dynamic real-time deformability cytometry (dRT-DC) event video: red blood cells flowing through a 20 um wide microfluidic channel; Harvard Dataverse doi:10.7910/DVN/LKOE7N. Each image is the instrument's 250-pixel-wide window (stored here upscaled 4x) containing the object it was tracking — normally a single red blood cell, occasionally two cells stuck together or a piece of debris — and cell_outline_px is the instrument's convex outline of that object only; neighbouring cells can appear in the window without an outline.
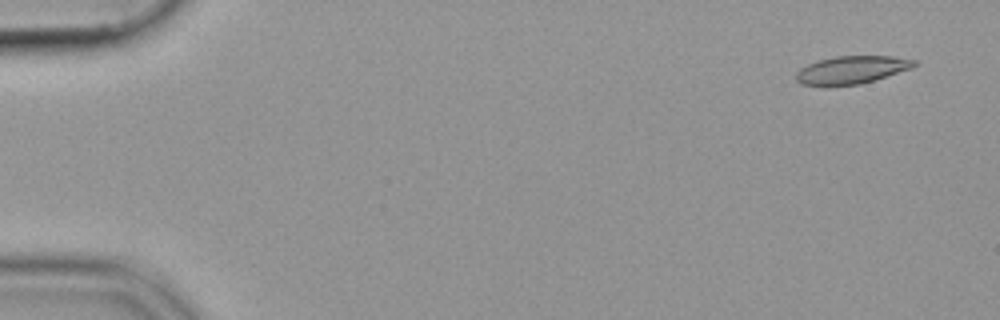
{"species": "common noctule bat (a hibernating species)", "species_latin": "Nyctalus noctula", "temperature_condition": "cold", "stored_images_in_passage": 54, "camera_frame_rate_fps": 3000, "um_per_image_px": 0.085, "animal": {"sex": "female", "body_mass_g": 19.9}, "frame": {"image": 1, "passage_image": 3, "time_ms": 0.667, "image_size_px": [1000, 320], "cell_outline_px": [[920, 64], [912, 68], [860, 84], [828, 88], [824, 88], [804, 84], [796, 80], [796, 72], [800, 68], [808, 64], [820, 60], [836, 56], [892, 56], [916, 60]], "centroid_in_image_um": [72.37, 5.97], "position_along_channel_um": 12.6, "area_um2": 19.54}}
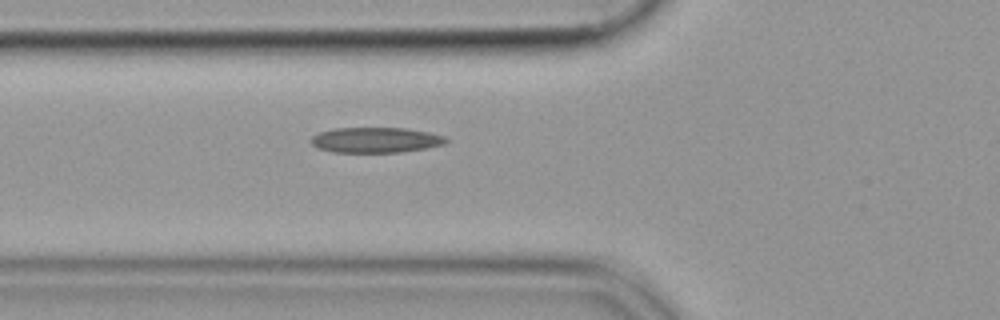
{"frame": {"image": 2, "passage_image": 20, "time_ms": 6.333, "image_size_px": [1000, 320], "cell_outline_px": [[448, 140], [444, 144], [428, 148], [400, 152], [332, 152], [316, 148], [308, 140], [312, 136], [320, 132], [336, 128], [404, 128], [428, 132], [444, 136]], "centroid_in_image_um": [31.9, 11.9], "position_along_channel_um": 93.9, "area_um2": 20.0}}
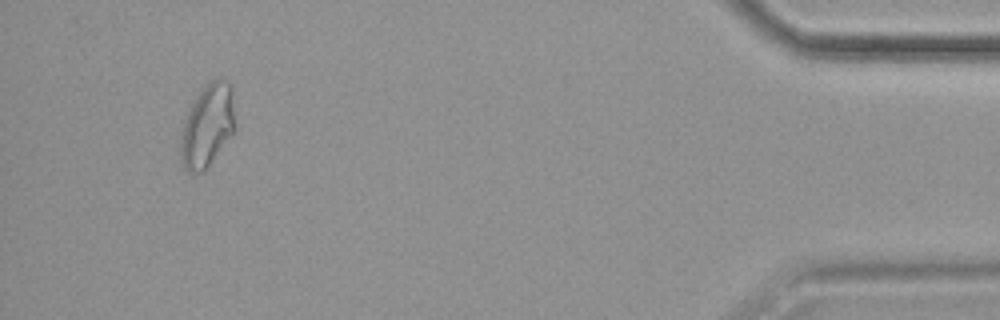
{"frame": {"image": 3, "passage_image": 51, "time_ms": 16.667, "image_size_px": [1000, 320], "cell_outline_px": [[236, 128], [232, 136], [208, 168], [204, 172], [188, 172], [184, 168], [180, 160], [180, 136], [184, 120], [192, 104], [208, 80], [216, 76], [228, 80], [232, 84], [236, 124]], "centroid_in_image_um": [17.67, 10.67], "position_along_channel_um": 417.5, "area_um2": 27.17}}